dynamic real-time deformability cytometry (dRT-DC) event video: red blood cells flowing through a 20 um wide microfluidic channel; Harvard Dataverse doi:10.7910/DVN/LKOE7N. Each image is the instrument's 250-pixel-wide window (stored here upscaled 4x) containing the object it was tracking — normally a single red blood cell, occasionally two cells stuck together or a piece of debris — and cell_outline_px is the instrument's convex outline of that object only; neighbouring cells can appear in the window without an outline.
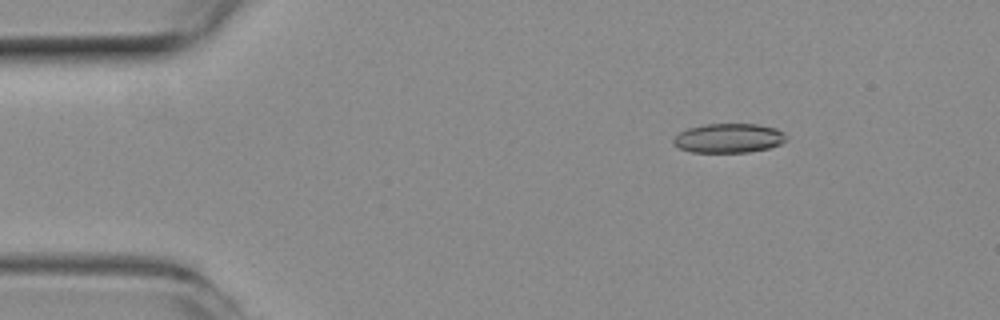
{"species": "common noctule bat (a hibernating species)", "species_latin": "Nyctalus noctula", "temperature_condition": "room temperature", "stored_images_in_passage": 20, "camera_frame_rate_fps": 3000, "um_per_image_px": 0.085, "animal": {"sex": "female", "body_mass_g": 19.3, "forearm_length_mm": 54.1}, "frame": {"image": 1, "passage_image": 5, "time_ms": 1.333, "image_size_px": [1000, 320], "cell_outline_px": [[788, 140], [780, 144], [768, 148], [748, 152], [692, 152], [680, 148], [672, 144], [672, 140], [680, 132], [688, 128], [708, 124], [756, 124], [776, 128], [784, 132], [788, 136]], "centroid_in_image_um": [61.97, 11.74], "position_along_channel_um": 23.0, "area_um2": 19.31}}
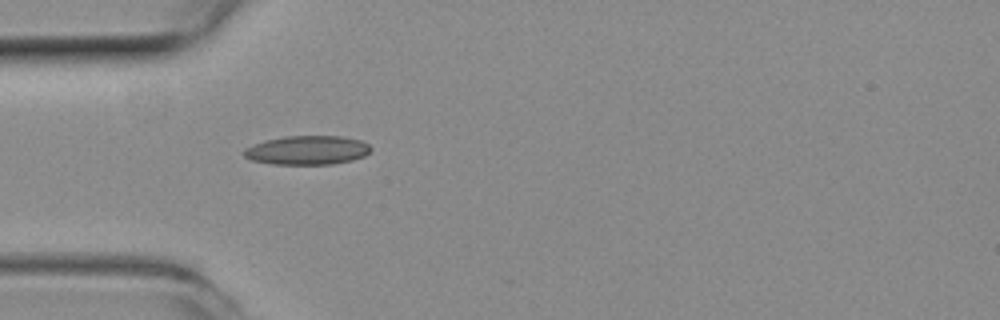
{"frame": {"image": 2, "passage_image": 13, "time_ms": 4.0, "image_size_px": [1000, 320], "cell_outline_px": [[372, 148], [364, 156], [352, 160], [332, 164], [272, 164], [252, 160], [244, 156], [240, 152], [244, 148], [264, 140], [288, 136], [340, 136], [360, 140], [368, 144]], "centroid_in_image_um": [26.08, 12.76], "position_along_channel_um": 58.9, "area_um2": 21.44}}
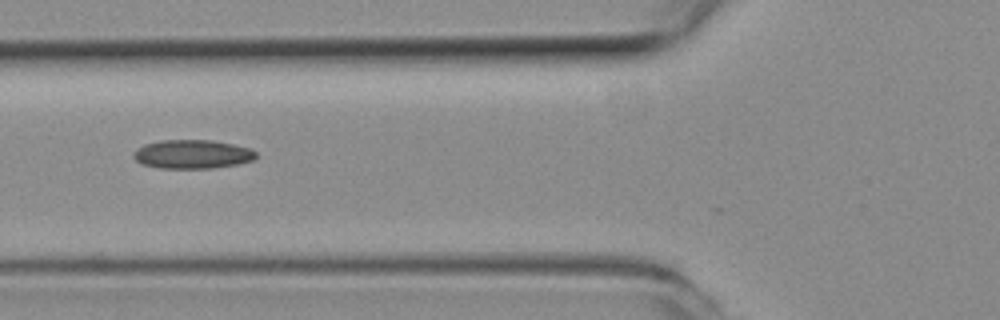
{"frame": {"image": 3, "passage_image": 17, "time_ms": 5.333, "image_size_px": [1000, 320], "cell_outline_px": [[256, 156], [252, 160], [236, 164], [212, 168], [160, 168], [140, 164], [132, 156], [132, 152], [136, 148], [144, 144], [160, 140], [212, 140], [252, 148], [256, 152]], "centroid_in_image_um": [16.3, 13.1], "position_along_channel_um": 109.5, "area_um2": 20.69}}